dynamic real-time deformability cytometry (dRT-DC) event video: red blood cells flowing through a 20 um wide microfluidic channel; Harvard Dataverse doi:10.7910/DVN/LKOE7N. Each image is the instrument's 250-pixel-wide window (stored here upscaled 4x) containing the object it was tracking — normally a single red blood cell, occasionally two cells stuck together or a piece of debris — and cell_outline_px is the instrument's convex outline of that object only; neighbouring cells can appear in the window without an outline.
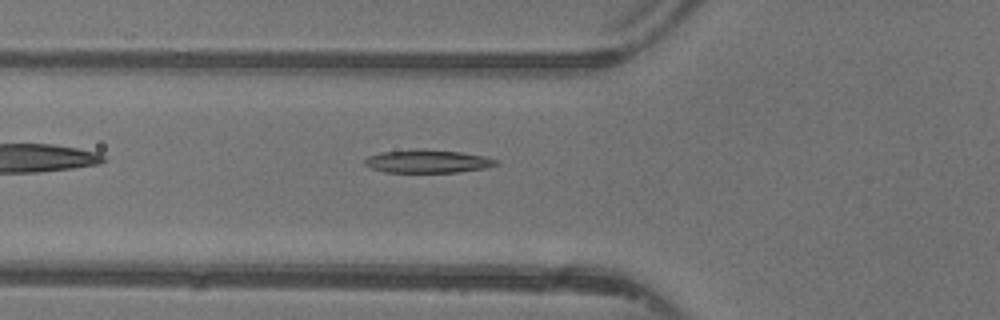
{"species": "common noctule bat (a hibernating species)", "species_latin": "Nyctalus noctula", "temperature_condition": "warm", "stored_images_in_passage": 32, "camera_frame_rate_fps": 3000, "um_per_image_px": 0.085, "animal": {"sex": "female"}, "frame": {"image": 1, "passage_image": 2, "time_ms": 0.333, "image_size_px": [1000, 320], "cell_outline_px": [[500, 164], [484, 168], [460, 172], [384, 172], [372, 168], [364, 164], [364, 160], [368, 156], [384, 152], [416, 148], [424, 148], [460, 152], [484, 156], [496, 160]], "centroid_in_image_um": [36.34, 13.7], "position_along_channel_um": 89.5, "area_um2": 17.74}}
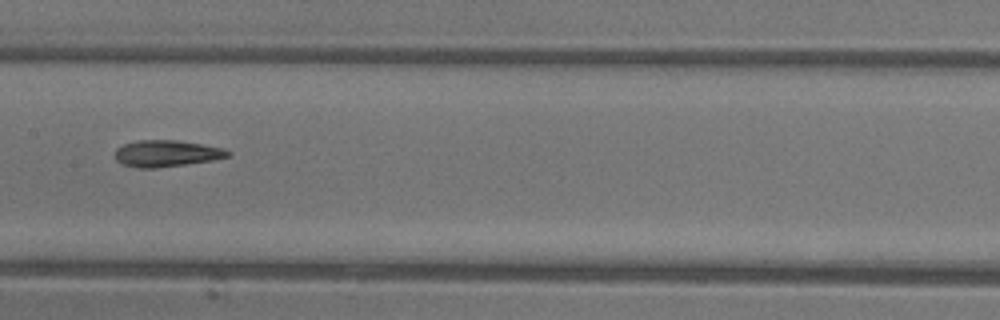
{"frame": {"image": 2, "passage_image": 9, "time_ms": 2.667, "image_size_px": [1000, 320], "cell_outline_px": [[232, 152], [228, 156], [212, 160], [156, 168], [136, 168], [124, 164], [116, 160], [116, 148], [124, 144], [136, 140], [176, 140], [224, 148]], "centroid_in_image_um": [14.14, 13.04], "position_along_channel_um": 193.3, "area_um2": 17.28}}
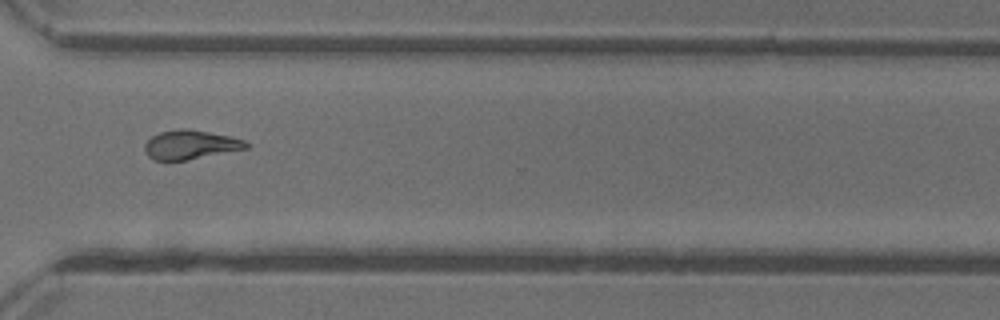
{"frame": {"image": 3, "passage_image": 20, "time_ms": 6.333, "image_size_px": [1000, 320], "cell_outline_px": [[248, 148], [184, 160], [152, 160], [144, 152], [144, 144], [152, 136], [160, 132], [180, 128], [184, 128], [208, 132], [228, 136], [244, 140], [248, 144]], "centroid_in_image_um": [16.13, 12.3], "position_along_channel_um": 354.5, "area_um2": 16.94}}